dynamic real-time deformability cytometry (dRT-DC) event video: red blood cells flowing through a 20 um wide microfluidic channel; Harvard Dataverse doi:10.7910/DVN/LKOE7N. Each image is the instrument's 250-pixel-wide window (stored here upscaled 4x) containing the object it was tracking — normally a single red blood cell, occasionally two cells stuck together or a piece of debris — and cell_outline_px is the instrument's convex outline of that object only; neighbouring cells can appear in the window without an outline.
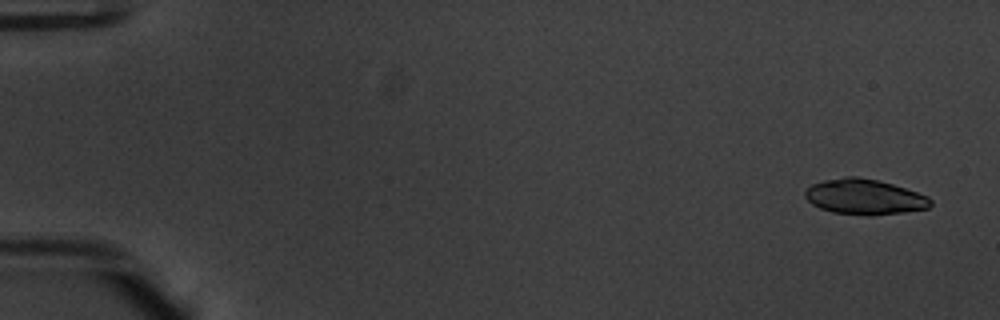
{"species": "common noctule bat (a hibernating species)", "species_latin": "Nyctalus noctula", "temperature_condition": "warm", "stored_images_in_passage": 52, "camera_frame_rate_fps": 3000, "um_per_image_px": 0.085, "animal": {"sex": "male", "body_mass_g": 20.1, "forearm_length_mm": 53.5}, "frame": {"image": 1, "passage_image": 1, "time_ms": 0.0, "image_size_px": [1000, 320], "cell_outline_px": [[932, 204], [928, 208], [904, 212], [872, 216], [868, 216], [832, 212], [820, 208], [812, 204], [804, 196], [804, 192], [812, 184], [824, 180], [844, 176], [856, 176], [876, 180], [892, 184], [928, 196], [932, 200]], "centroid_in_image_um": [73.47, 16.74], "position_along_channel_um": 11.5, "area_um2": 25.89}}
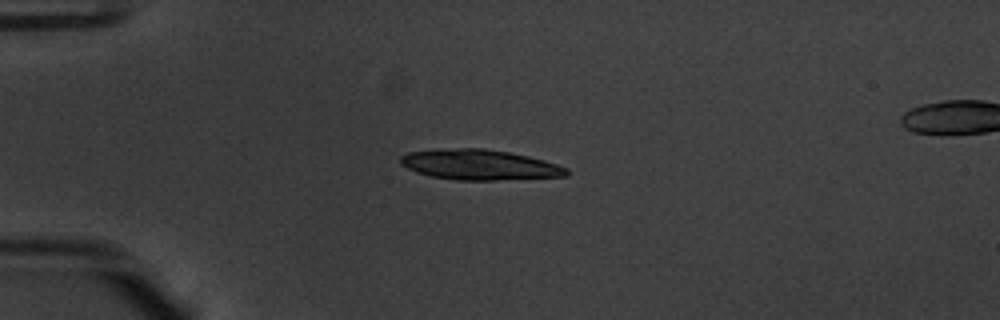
{"frame": {"image": 2, "passage_image": 13, "time_ms": 4.0, "image_size_px": [1000, 320], "cell_outline_px": [[568, 176], [492, 180], [456, 180], [432, 176], [416, 172], [400, 164], [400, 156], [408, 152], [460, 148], [484, 148], [508, 152], [528, 156], [544, 160], [568, 168]], "centroid_in_image_um": [40.77, 14.01], "position_along_channel_um": 44.2, "area_um2": 29.07}}